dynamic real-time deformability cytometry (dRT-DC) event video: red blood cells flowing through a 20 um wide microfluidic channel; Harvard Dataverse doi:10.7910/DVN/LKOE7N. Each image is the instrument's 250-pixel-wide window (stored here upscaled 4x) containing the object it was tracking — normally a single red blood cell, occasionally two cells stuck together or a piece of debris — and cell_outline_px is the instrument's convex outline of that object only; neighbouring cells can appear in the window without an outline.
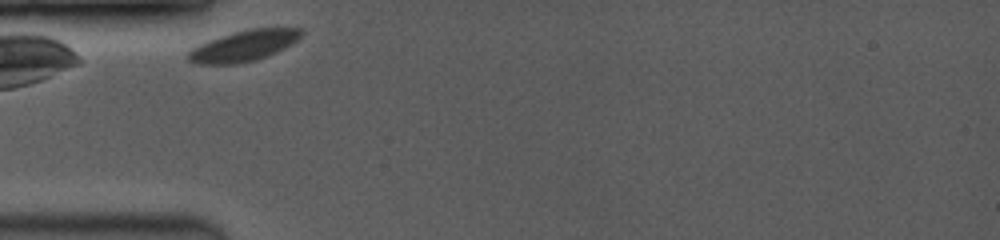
{"species": "common noctule bat (a hibernating species)", "species_latin": "Nyctalus noctula", "temperature_condition": "room temperature", "stored_images_in_passage": 17, "camera_frame_rate_fps": 3500, "um_per_image_px": 0.085, "animal": {"sex": "female", "body_mass_g": 19.0, "forearm_length_mm": 53.3}, "frame": {"image": 1, "passage_image": 1, "time_ms": 0.0, "image_size_px": [1000, 240], "cell_outline_px": [[304, 32], [296, 40], [284, 48], [276, 52], [256, 60], [236, 64], [196, 64], [188, 60], [188, 52], [192, 48], [200, 44], [220, 36], [252, 28], [304, 28]], "centroid_in_image_um": [20.72, 3.9], "position_along_channel_um": 64.3, "area_um2": 20.11}}
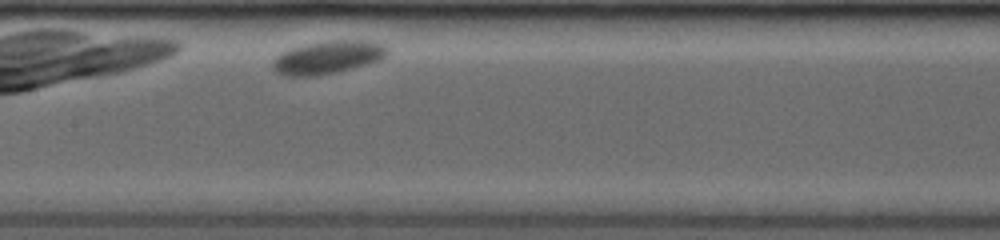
{"frame": {"image": 2, "passage_image": 9, "time_ms": 3.429, "image_size_px": [1000, 240], "cell_outline_px": [[388, 52], [380, 60], [368, 64], [336, 72], [316, 76], [284, 76], [276, 72], [272, 64], [272, 60], [280, 52], [288, 48], [304, 44], [324, 40], [368, 40], [384, 44], [388, 48]], "centroid_in_image_um": [27.83, 4.86], "position_along_channel_um": 179.6, "area_um2": 22.43}}
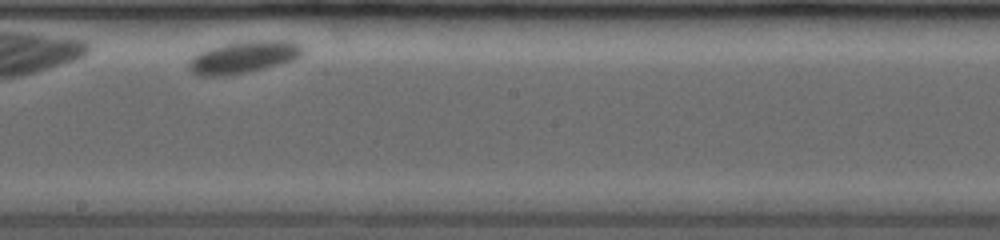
{"frame": {"image": 3, "passage_image": 13, "time_ms": 4.857, "image_size_px": [1000, 240], "cell_outline_px": [[304, 52], [300, 56], [292, 60], [280, 64], [248, 72], [220, 76], [200, 76], [192, 72], [188, 68], [188, 64], [200, 52], [208, 48], [224, 44], [248, 40], [288, 40], [304, 44]], "centroid_in_image_um": [20.77, 4.84], "position_along_channel_um": 227.4, "area_um2": 21.33}}